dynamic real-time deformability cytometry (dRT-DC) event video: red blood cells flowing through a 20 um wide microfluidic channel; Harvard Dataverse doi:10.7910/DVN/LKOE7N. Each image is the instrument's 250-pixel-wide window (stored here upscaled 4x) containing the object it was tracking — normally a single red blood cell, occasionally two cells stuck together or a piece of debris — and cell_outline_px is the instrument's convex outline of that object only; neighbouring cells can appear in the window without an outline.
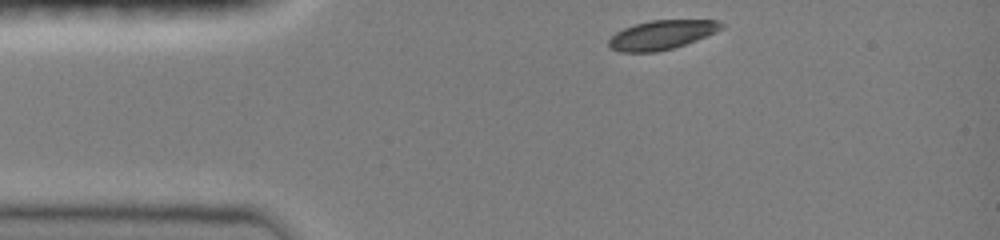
{"species": "common noctule bat (a hibernating species)", "species_latin": "Nyctalus noctula", "temperature_condition": "room temperature", "stored_images_in_passage": 34, "camera_frame_rate_fps": 3000, "um_per_image_px": 0.085, "animal": {"sex": "female", "body_mass_g": 19.0, "forearm_length_mm": 51.5}, "frame": {"image": 1, "passage_image": 1, "time_ms": 0.0, "image_size_px": [1000, 240], "cell_outline_px": [[724, 28], [716, 32], [696, 40], [672, 48], [656, 52], [620, 52], [612, 48], [608, 44], [608, 40], [616, 32], [624, 28], [636, 24], [652, 20], [720, 20], [724, 24]], "centroid_in_image_um": [56.27, 2.96], "position_along_channel_um": 28.7, "area_um2": 19.02}}
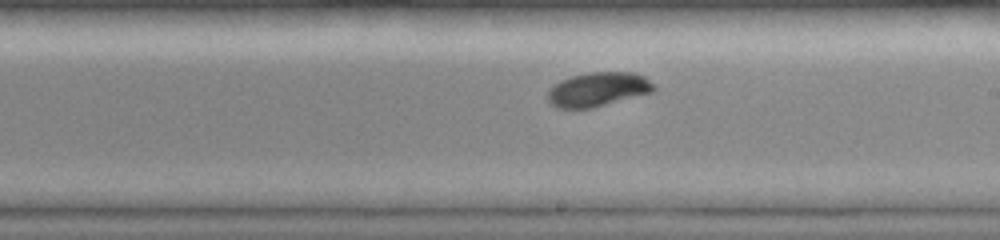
{"frame": {"image": 2, "passage_image": 20, "time_ms": 6.333, "image_size_px": [1000, 240], "cell_outline_px": [[656, 88], [652, 92], [592, 108], [556, 108], [548, 100], [548, 92], [560, 80], [572, 76], [588, 72], [632, 72], [644, 76]], "centroid_in_image_um": [50.83, 7.59], "position_along_channel_um": 238.2, "area_um2": 20.87}}
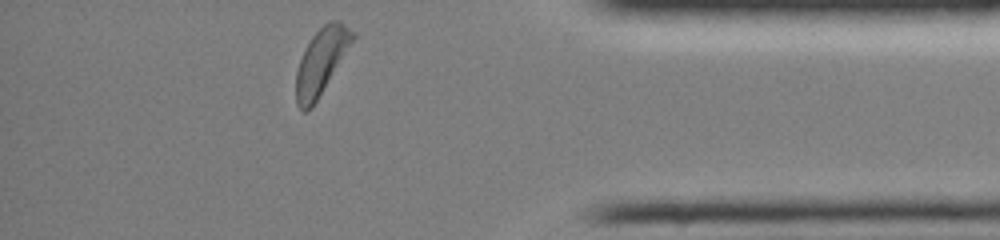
{"frame": {"image": 3, "passage_image": 34, "time_ms": 11.0, "image_size_px": [1000, 240], "cell_outline_px": [[356, 36], [312, 108], [304, 112], [296, 104], [296, 72], [300, 60], [312, 36], [328, 20], [340, 20], [356, 32]], "centroid_in_image_um": [27.32, 5.2], "position_along_channel_um": 407.9, "area_um2": 21.44}, "authors_computed_cell_mechanics": {"area_um2": 21.1548, "velocity_mm_per_s": 3.9917, "shape_relaxation_time_tau1_ms": 2.1597, "shape_relaxation_time_tau2_ms": null, "deformation_change_tau1": 0.1356, "deformation_change_tau2": null}}